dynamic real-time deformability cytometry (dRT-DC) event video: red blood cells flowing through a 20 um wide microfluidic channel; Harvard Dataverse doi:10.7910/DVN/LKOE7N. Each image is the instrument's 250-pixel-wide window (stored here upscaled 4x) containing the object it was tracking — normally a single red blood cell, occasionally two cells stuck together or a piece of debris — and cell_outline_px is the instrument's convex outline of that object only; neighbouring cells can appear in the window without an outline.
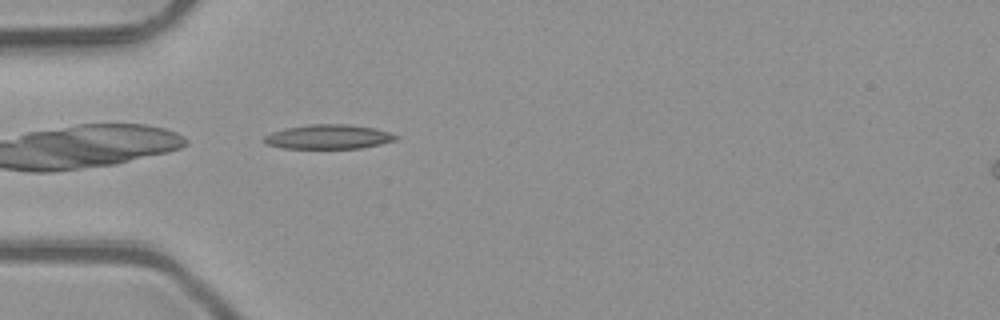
{"species": "common noctule bat (a hibernating species)", "species_latin": "Nyctalus noctula", "temperature_condition": "room temperature", "stored_images_in_passage": 36, "camera_frame_rate_fps": 3000, "um_per_image_px": 0.085, "animal": {"sex": "male", "body_mass_g": 23.1, "forearm_length_mm": 52.7}, "frame": {"image": 1, "passage_image": 1, "time_ms": 0.0, "image_size_px": [1000, 320], "cell_outline_px": [[400, 136], [396, 140], [380, 144], [360, 148], [284, 148], [268, 144], [260, 140], [264, 136], [272, 132], [284, 128], [308, 124], [348, 124], [376, 128], [392, 132]], "centroid_in_image_um": [27.94, 11.61], "position_along_channel_um": 57.1, "area_um2": 18.9}}
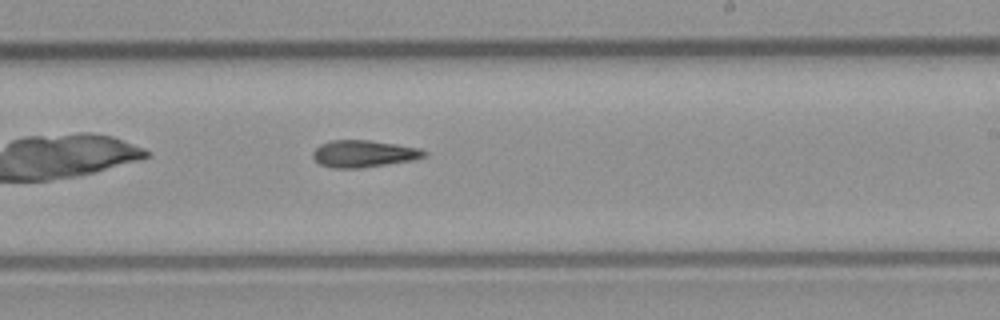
{"frame": {"image": 2, "passage_image": 16, "time_ms": 5.0, "image_size_px": [1000, 320], "cell_outline_px": [[428, 152], [424, 156], [412, 160], [360, 168], [332, 168], [320, 164], [312, 156], [312, 152], [320, 144], [332, 140], [368, 140], [396, 144], [420, 148]], "centroid_in_image_um": [30.89, 13.06], "position_along_channel_um": 258.1, "area_um2": 17.4}}
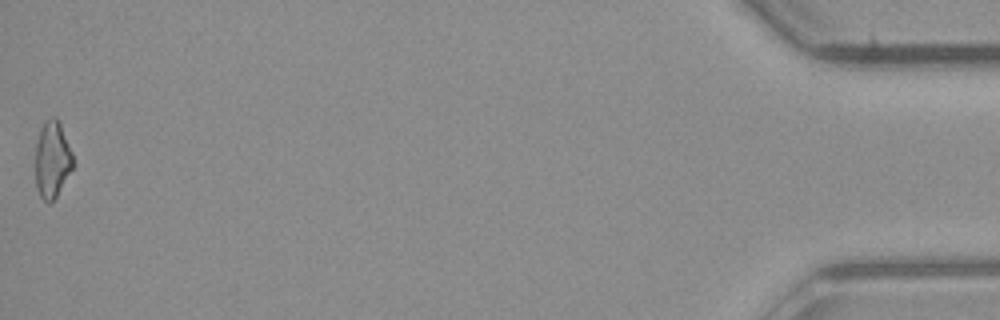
{"frame": {"image": 3, "passage_image": 36, "time_ms": 11.667, "image_size_px": [1000, 320], "cell_outline_px": [[72, 168], [56, 196], [48, 204], [40, 196], [36, 184], [36, 144], [40, 128], [44, 120], [52, 116], [56, 116], [60, 120], [72, 152]], "centroid_in_image_um": [4.43, 13.48], "position_along_channel_um": 430.8, "area_um2": 16.76}}